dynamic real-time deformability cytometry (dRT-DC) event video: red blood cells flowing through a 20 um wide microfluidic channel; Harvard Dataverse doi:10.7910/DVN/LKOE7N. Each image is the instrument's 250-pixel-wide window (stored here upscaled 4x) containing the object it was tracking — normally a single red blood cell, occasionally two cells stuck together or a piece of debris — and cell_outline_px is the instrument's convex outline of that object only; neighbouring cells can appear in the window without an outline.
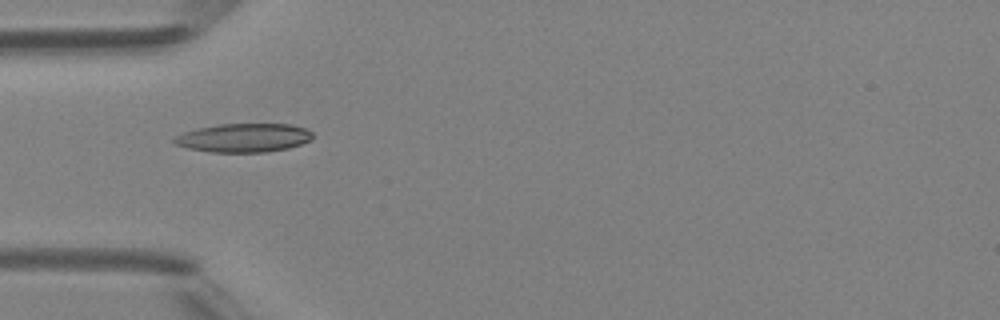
{"species": "Egyptian fruit bat (a non-hibernating species)", "species_latin": "Rousettus aegyptiacus", "temperature_condition": "room temperature", "stored_images_in_passage": 3, "camera_frame_rate_fps": 3000, "um_per_image_px": 0.085, "animal": {"sex": "female"}, "frame": {"image": 1, "passage_image": 3, "time_ms": 2.333, "image_size_px": [1000, 320], "cell_outline_px": [[312, 140], [288, 148], [268, 152], [212, 152], [188, 148], [176, 144], [172, 140], [176, 136], [184, 132], [200, 128], [220, 124], [292, 124], [304, 128], [312, 132]], "centroid_in_image_um": [20.75, 11.71], "position_along_channel_um": 64.3, "area_um2": 23.0}}